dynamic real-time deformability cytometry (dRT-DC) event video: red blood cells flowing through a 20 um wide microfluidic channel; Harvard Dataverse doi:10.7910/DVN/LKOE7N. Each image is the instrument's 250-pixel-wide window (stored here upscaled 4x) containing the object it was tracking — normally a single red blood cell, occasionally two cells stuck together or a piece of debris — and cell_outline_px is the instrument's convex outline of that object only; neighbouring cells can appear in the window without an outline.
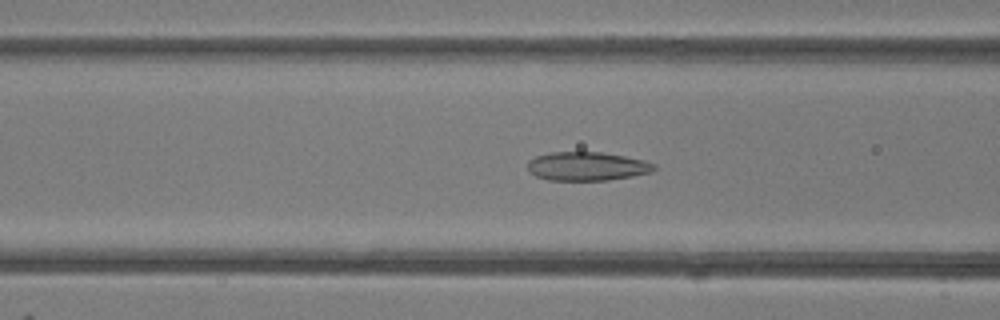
{"species": "common noctule bat (a hibernating species)", "species_latin": "Nyctalus noctula", "temperature_condition": "room temperature", "stored_images_in_passage": 42, "camera_frame_rate_fps": 3000, "um_per_image_px": 0.085, "animal": {"sex": "female"}, "frame": {"image": 1, "passage_image": 12, "time_ms": 3.667, "image_size_px": [1000, 320], "cell_outline_px": [[656, 168], [652, 172], [632, 176], [608, 180], [548, 180], [536, 176], [528, 172], [528, 160], [536, 156], [552, 152], [600, 152], [624, 156], [644, 160], [656, 164]], "centroid_in_image_um": [49.89, 14.13], "position_along_channel_um": 116.7, "area_um2": 21.21}}
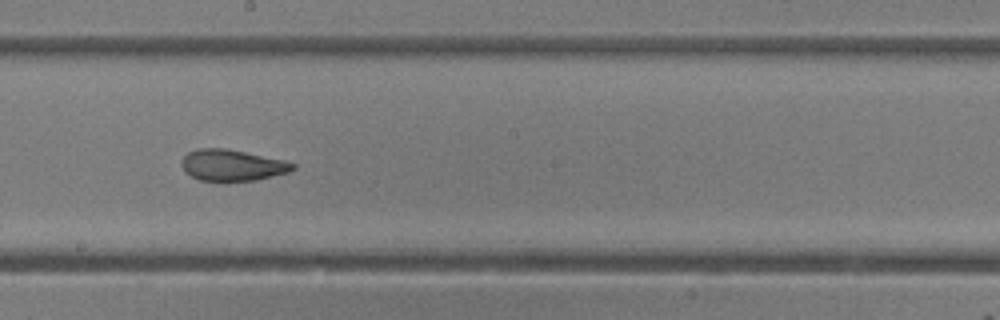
{"frame": {"image": 2, "passage_image": 20, "time_ms": 6.333, "image_size_px": [1000, 320], "cell_outline_px": [[296, 168], [288, 172], [256, 180], [200, 180], [184, 172], [180, 164], [184, 156], [188, 152], [196, 148], [224, 148], [284, 160], [296, 164]], "centroid_in_image_um": [19.71, 14.03], "position_along_channel_um": 228.5, "area_um2": 20.06}}
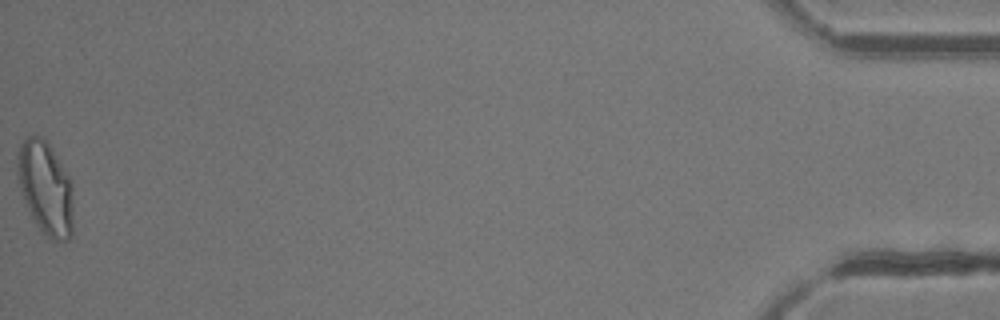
{"frame": {"image": 3, "passage_image": 42, "time_ms": 13.667, "image_size_px": [1000, 320], "cell_outline_px": [[72, 236], [68, 240], [52, 240], [44, 236], [36, 224], [24, 200], [16, 180], [16, 156], [20, 144], [28, 136], [44, 136], [52, 148], [68, 176], [72, 184]], "centroid_in_image_um": [3.84, 15.97], "position_along_channel_um": 431.4, "area_um2": 30.75}, "authors_computed_cell_mechanics": {"area_um2": 22.3686, "velocity_mm_per_s": 4.1955, "shape_relaxation_time_tau1_ms": null, "shape_relaxation_time_tau2_ms": 1.3865, "deformation_change_tau1": null, "deformation_change_tau2": 0.0934}}